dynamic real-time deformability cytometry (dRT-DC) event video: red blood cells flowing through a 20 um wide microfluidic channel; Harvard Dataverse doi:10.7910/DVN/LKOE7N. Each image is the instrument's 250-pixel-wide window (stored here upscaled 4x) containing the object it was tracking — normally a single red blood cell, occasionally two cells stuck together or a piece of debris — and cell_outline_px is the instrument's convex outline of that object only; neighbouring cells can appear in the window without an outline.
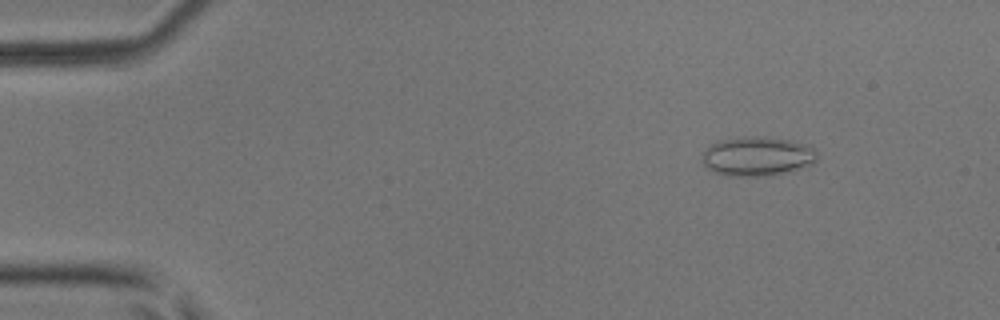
{"species": "common noctule bat (a hibernating species)", "species_latin": "Nyctalus noctula", "temperature_condition": "room temperature", "stored_images_in_passage": 51, "camera_frame_rate_fps": 3000, "um_per_image_px": 0.085, "animal": {"sex": "male", "body_mass_g": 17.9, "forearm_length_mm": 54.2}, "frame": {"image": 1, "passage_image": 7, "time_ms": 2.0, "image_size_px": [1000, 320], "cell_outline_px": [[816, 160], [812, 164], [788, 172], [764, 176], [728, 176], [704, 168], [700, 160], [708, 144], [720, 140], [744, 136], [764, 136], [788, 140], [808, 144], [816, 148]], "centroid_in_image_um": [64.33, 13.28], "position_along_channel_um": 20.7, "area_um2": 26.76}}
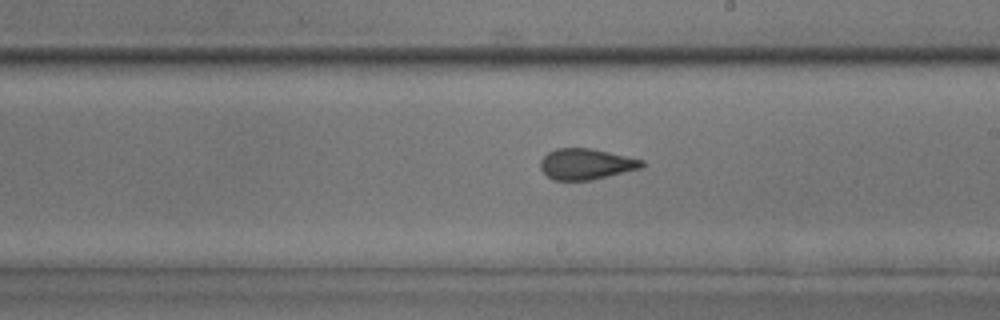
{"frame": {"image": 2, "passage_image": 30, "time_ms": 9.667, "image_size_px": [1000, 320], "cell_outline_px": [[644, 164], [640, 168], [592, 180], [552, 180], [540, 168], [540, 160], [548, 152], [556, 148], [592, 148], [644, 160]], "centroid_in_image_um": [49.79, 13.94], "position_along_channel_um": 239.2, "area_um2": 18.21}}
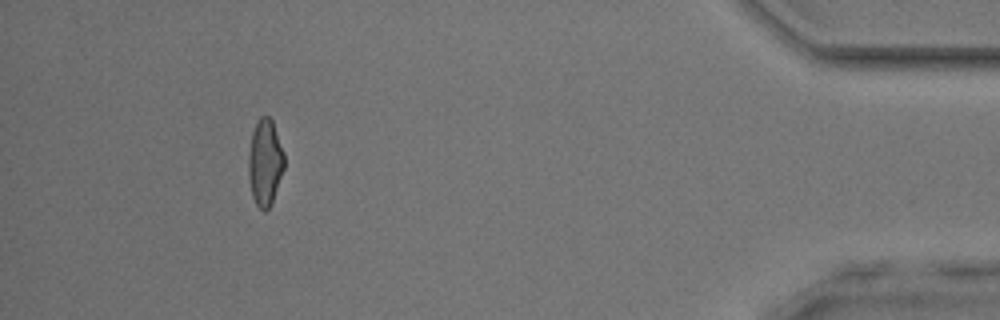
{"frame": {"image": 3, "passage_image": 47, "time_ms": 15.333, "image_size_px": [1000, 320], "cell_outline_px": [[284, 168], [272, 204], [264, 212], [256, 204], [252, 196], [248, 176], [248, 156], [252, 132], [260, 116], [268, 116], [272, 120], [284, 152]], "centroid_in_image_um": [22.52, 13.83], "position_along_channel_um": 412.7, "area_um2": 18.09}, "authors_computed_cell_mechanics": {"area_um2": 18.8428, "velocity_mm_per_s": 4.0998, "shape_relaxation_time_tau1_ms": 5.528, "shape_relaxation_time_tau2_ms": 1.1973, "deformation_change_tau1": 0.1341, "deformation_change_tau2": 0.0842}}